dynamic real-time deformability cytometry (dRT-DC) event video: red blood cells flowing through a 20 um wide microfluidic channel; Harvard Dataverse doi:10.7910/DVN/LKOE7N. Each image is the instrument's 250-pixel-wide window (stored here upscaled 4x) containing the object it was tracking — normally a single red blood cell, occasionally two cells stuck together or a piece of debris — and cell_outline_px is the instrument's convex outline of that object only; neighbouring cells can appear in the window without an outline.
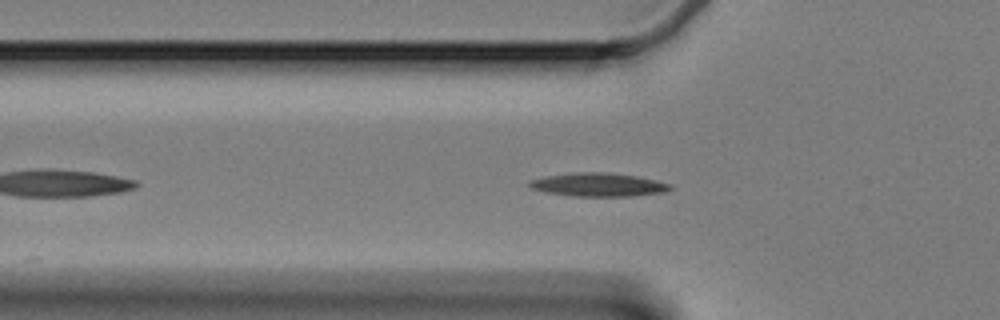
{"species": "Egyptian fruit bat (a non-hibernating species)", "species_latin": "Rousettus aegyptiacus", "temperature_condition": "cold", "stored_images_in_passage": 47, "segment_of_instrument_passage": [1, 2], "camera_frame_rate_fps": 3000, "um_per_image_px": 0.085, "animal": {"sex": "female"}, "frame": {"image": 1, "passage_image": 5, "time_ms": 1.333, "image_size_px": [1000, 320], "cell_outline_px": [[672, 188], [664, 192], [632, 196], [572, 196], [544, 192], [528, 188], [528, 180], [544, 176], [572, 172], [608, 172], [636, 176], [672, 184]], "centroid_in_image_um": [50.78, 15.69], "position_along_channel_um": 75.0, "area_um2": 19.48}}
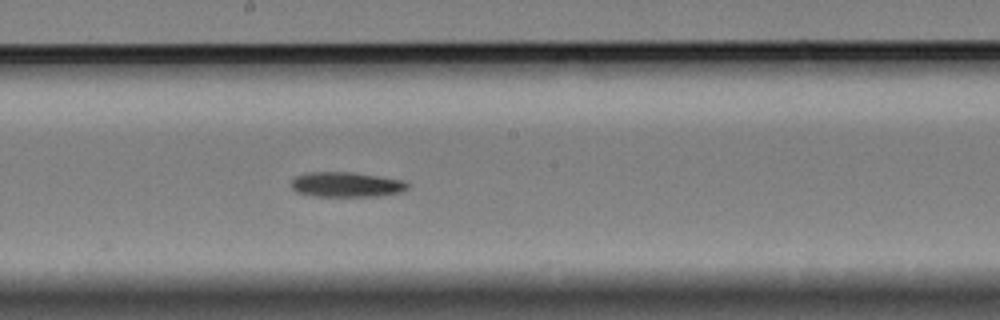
{"frame": {"image": 2, "passage_image": 18, "time_ms": 5.667, "image_size_px": [1000, 320], "cell_outline_px": [[408, 188], [400, 192], [380, 196], [316, 196], [296, 192], [292, 188], [292, 180], [296, 176], [312, 172], [352, 172], [380, 176], [404, 180], [408, 184]], "centroid_in_image_um": [29.46, 15.68], "position_along_channel_um": 218.7, "area_um2": 16.88}}
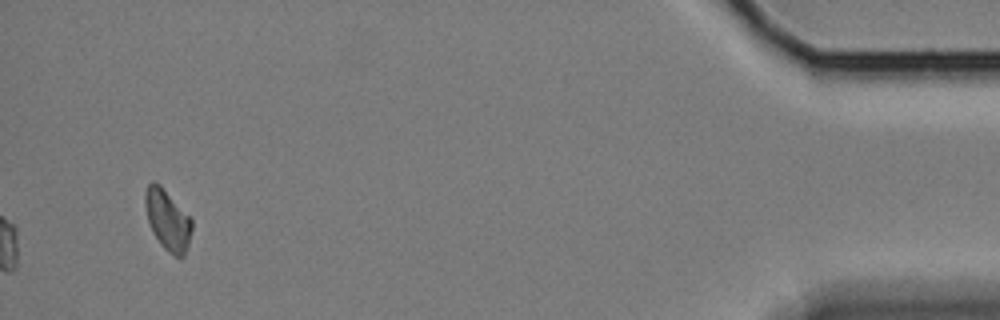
{"frame": {"image": 3, "passage_image": 43, "time_ms": 14.0, "image_size_px": [1000, 320], "cell_outline_px": [[192, 228], [188, 244], [184, 256], [176, 256], [168, 252], [160, 244], [152, 232], [148, 220], [144, 204], [144, 192], [148, 184], [152, 180], [160, 184], [192, 220]], "centroid_in_image_um": [14.21, 18.67], "position_along_channel_um": 421.0, "area_um2": 16.36}}